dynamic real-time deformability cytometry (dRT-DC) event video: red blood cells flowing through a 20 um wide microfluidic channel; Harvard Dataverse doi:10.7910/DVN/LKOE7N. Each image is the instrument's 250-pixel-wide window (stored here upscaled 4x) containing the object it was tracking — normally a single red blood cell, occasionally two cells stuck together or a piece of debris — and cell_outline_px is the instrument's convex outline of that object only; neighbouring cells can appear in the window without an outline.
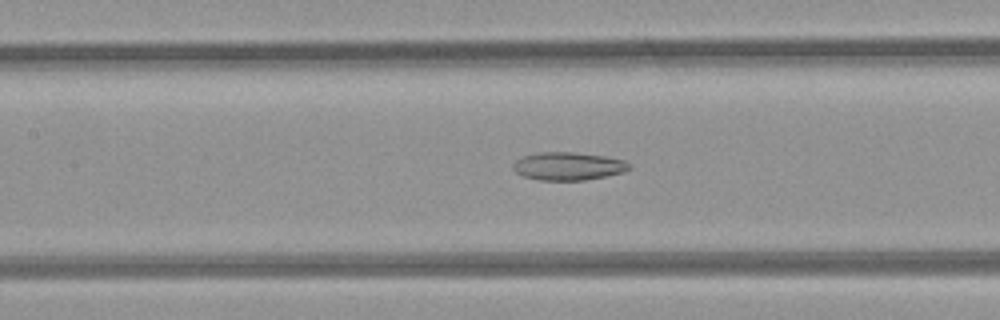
{"species": "common noctule bat (a hibernating species)", "species_latin": "Nyctalus noctula", "temperature_condition": "room temperature", "stored_images_in_passage": 25, "camera_frame_rate_fps": 3000, "um_per_image_px": 0.085, "animal": {"sex": "female", "body_mass_g": 21.9}, "frame": {"image": 1, "passage_image": 8, "time_ms": 2.333, "image_size_px": [1000, 320], "cell_outline_px": [[632, 168], [624, 172], [584, 180], [536, 180], [524, 176], [516, 172], [512, 168], [512, 164], [516, 160], [524, 156], [540, 152], [572, 152], [604, 156], [624, 160], [632, 164]], "centroid_in_image_um": [48.31, 14.12], "position_along_channel_um": 159.1, "area_um2": 18.96}}
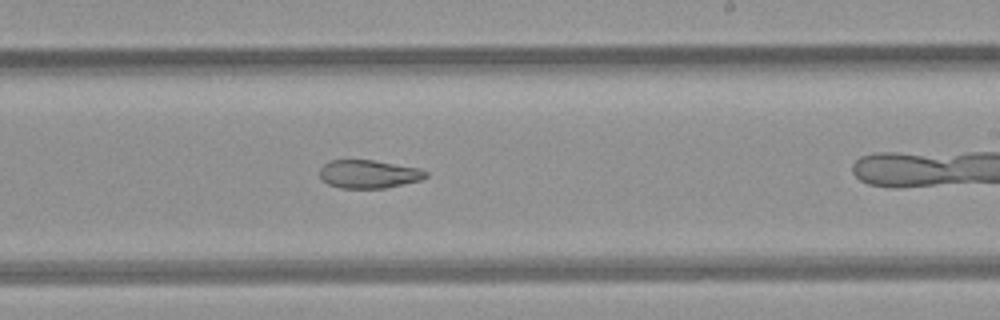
{"frame": {"image": 2, "passage_image": 15, "time_ms": 4.667, "image_size_px": [1000, 320], "cell_outline_px": [[428, 176], [420, 180], [384, 188], [340, 188], [328, 184], [320, 176], [320, 168], [328, 160], [372, 160], [420, 168], [428, 172]], "centroid_in_image_um": [31.34, 14.79], "position_along_channel_um": 257.7, "area_um2": 17.4}}
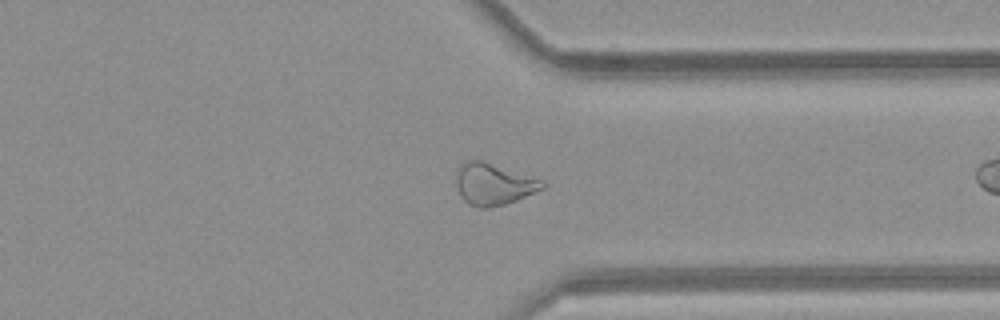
{"frame": {"image": 3, "passage_image": 23, "time_ms": 7.333, "image_size_px": [1000, 320], "cell_outline_px": [[548, 184], [544, 188], [516, 200], [504, 204], [488, 208], [480, 208], [468, 204], [460, 196], [456, 184], [456, 172], [460, 164], [464, 160], [484, 160], [544, 180]], "centroid_in_image_um": [41.95, 15.63], "position_along_channel_um": 369.5, "area_um2": 21.27}}